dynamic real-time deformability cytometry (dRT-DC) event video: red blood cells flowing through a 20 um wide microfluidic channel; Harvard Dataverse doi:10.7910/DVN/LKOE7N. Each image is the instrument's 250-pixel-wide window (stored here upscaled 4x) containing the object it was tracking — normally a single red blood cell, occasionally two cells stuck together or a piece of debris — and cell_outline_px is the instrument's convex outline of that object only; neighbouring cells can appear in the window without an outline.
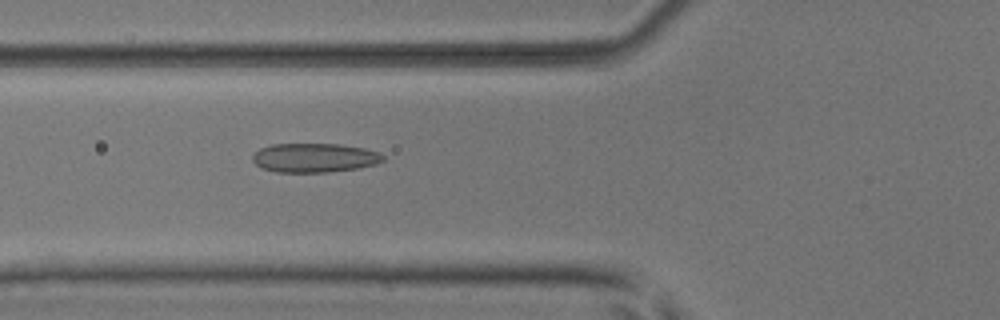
{"species": "common noctule bat (a hibernating species)", "species_latin": "Nyctalus noctula", "temperature_condition": "room temperature", "stored_images_in_passage": 40, "camera_frame_rate_fps": 3000, "um_per_image_px": 0.085, "animal": {"sex": "male", "body_mass_g": 17.9, "forearm_length_mm": 54.2}, "frame": {"image": 1, "passage_image": 8, "time_ms": 2.333, "image_size_px": [1000, 320], "cell_outline_px": [[384, 160], [376, 164], [360, 168], [328, 172], [276, 172], [260, 168], [252, 160], [252, 156], [260, 148], [272, 144], [340, 144], [364, 148], [380, 152], [384, 156]], "centroid_in_image_um": [26.74, 13.41], "position_along_channel_um": 99.1, "area_um2": 22.31}}
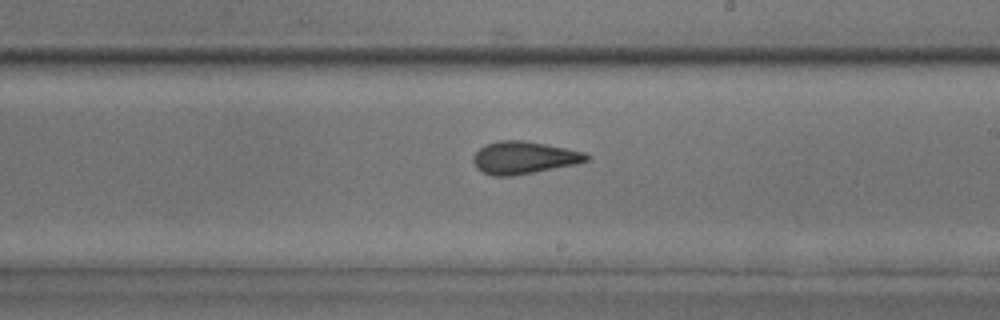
{"frame": {"image": 2, "passage_image": 19, "time_ms": 6.0, "image_size_px": [1000, 320], "cell_outline_px": [[592, 156], [588, 160], [576, 164], [512, 176], [492, 176], [476, 168], [472, 160], [472, 156], [484, 144], [500, 140], [524, 140], [584, 152]], "centroid_in_image_um": [44.5, 13.4], "position_along_channel_um": 244.5, "area_um2": 21.39}}
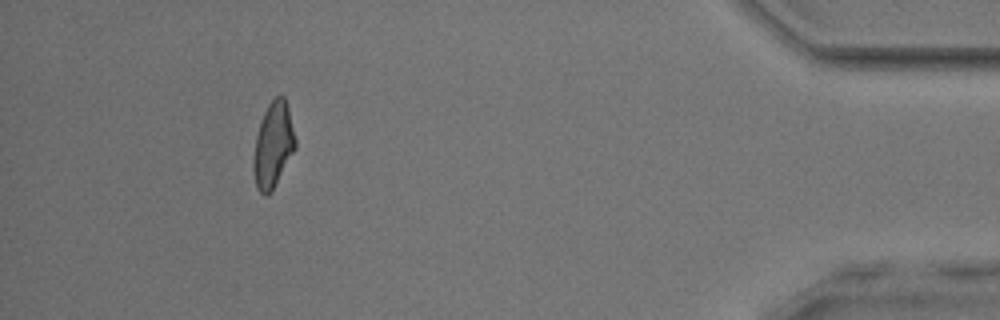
{"frame": {"image": 3, "passage_image": 36, "time_ms": 11.667, "image_size_px": [1000, 320], "cell_outline_px": [[296, 148], [268, 196], [264, 196], [256, 188], [252, 168], [252, 160], [256, 136], [264, 112], [268, 104], [276, 96], [284, 96], [288, 108], [296, 140]], "centroid_in_image_um": [23.2, 12.35], "position_along_channel_um": 412.0, "area_um2": 20.69}, "authors_computed_cell_mechanics": {"area_um2": 21.1548, "velocity_mm_per_s": 3.9704, "shape_relaxation_time_tau1_ms": 5.7296, "shape_relaxation_time_tau2_ms": 1.8135, "deformation_change_tau1": 0.1543, "deformation_change_tau2": 0.0835}}